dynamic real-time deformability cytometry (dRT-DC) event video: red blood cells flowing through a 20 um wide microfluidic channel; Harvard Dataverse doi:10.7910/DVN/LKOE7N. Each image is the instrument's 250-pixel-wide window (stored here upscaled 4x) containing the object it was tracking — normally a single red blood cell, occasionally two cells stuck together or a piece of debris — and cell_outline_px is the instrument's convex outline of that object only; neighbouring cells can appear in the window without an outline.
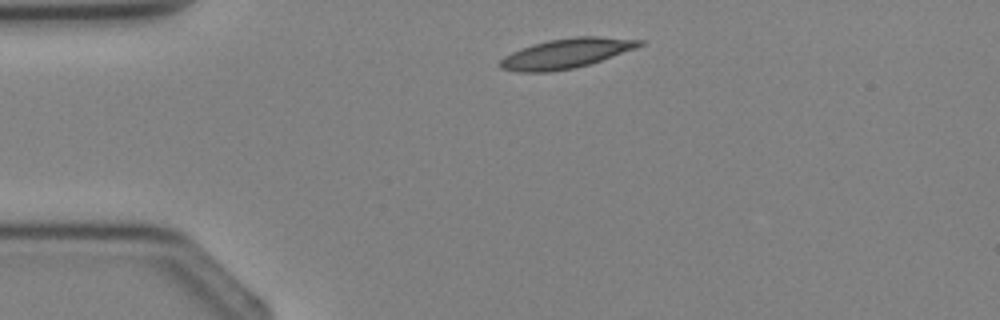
{"species": "Egyptian fruit bat (a non-hibernating species)", "species_latin": "Rousettus aegyptiacus", "temperature_condition": "cold", "stored_images_in_passage": 2, "camera_frame_rate_fps": 3000, "um_per_image_px": 0.085, "animal": {"sex": "female"}, "frame": {"image": 1, "passage_image": 1, "time_ms": 0.0, "image_size_px": [1000, 320], "cell_outline_px": [[648, 40], [644, 44], [636, 48], [588, 64], [572, 68], [548, 72], [516, 72], [500, 68], [496, 64], [504, 56], [512, 52], [532, 44], [548, 40], [572, 36], [600, 36]], "centroid_in_image_um": [48.12, 4.52], "position_along_channel_um": 36.9, "area_um2": 24.28}}